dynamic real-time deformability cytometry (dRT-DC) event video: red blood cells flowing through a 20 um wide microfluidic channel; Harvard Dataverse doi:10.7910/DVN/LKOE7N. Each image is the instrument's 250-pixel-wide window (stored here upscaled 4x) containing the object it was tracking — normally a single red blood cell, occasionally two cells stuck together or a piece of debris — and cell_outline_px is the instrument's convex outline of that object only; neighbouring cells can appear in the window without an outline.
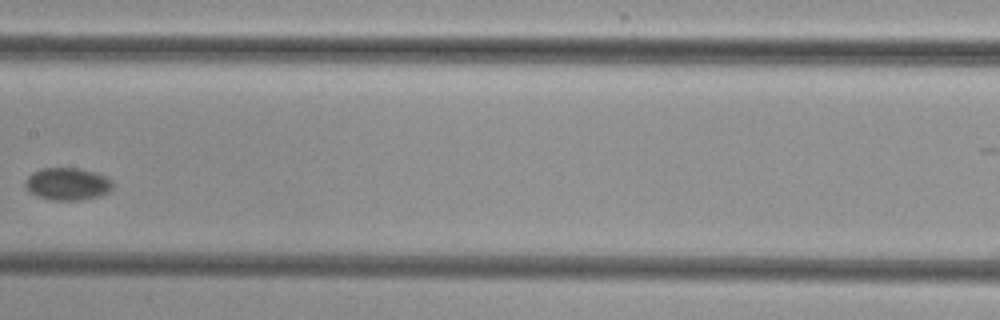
{"species": "common noctule bat (a hibernating species)", "species_latin": "Nyctalus noctula", "temperature_condition": "cold", "stored_images_in_passage": 11, "camera_frame_rate_fps": 3000, "um_per_image_px": 0.085, "animal": {"sex": "female", "body_mass_g": 29.2, "forearm_length_mm": 56.3}, "frame": {"image": 1, "passage_image": 7, "time_ms": 8.0, "image_size_px": [1000, 320], "cell_outline_px": [[112, 188], [108, 192], [100, 196], [80, 200], [48, 200], [36, 196], [28, 192], [24, 188], [24, 180], [32, 172], [40, 168], [80, 168], [96, 172], [108, 176], [112, 180]], "centroid_in_image_um": [5.7, 15.63], "position_along_channel_um": 201.7, "area_um2": 16.99}}
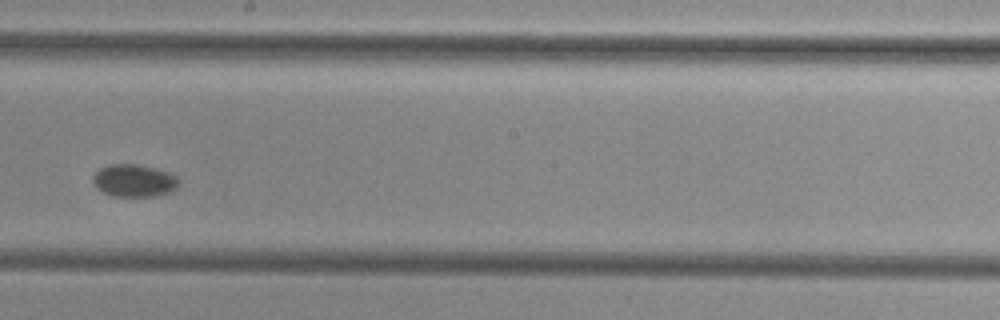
{"frame": {"image": 2, "passage_image": 8, "time_ms": 9.0, "image_size_px": [1000, 320], "cell_outline_px": [[180, 184], [176, 188], [168, 192], [156, 196], [112, 196], [104, 192], [92, 180], [92, 176], [100, 168], [108, 164], [136, 164], [156, 168], [168, 172], [176, 176], [180, 180]], "centroid_in_image_um": [11.43, 15.34], "position_along_channel_um": 236.8, "area_um2": 16.18}}
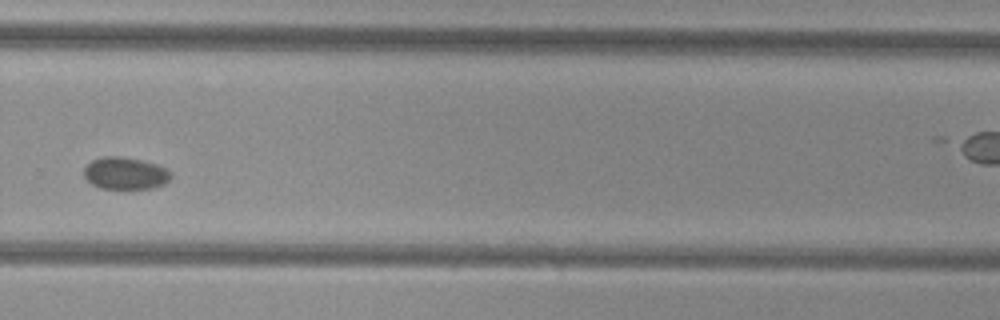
{"frame": {"image": 3, "passage_image": 10, "time_ms": 11.333, "image_size_px": [1000, 320], "cell_outline_px": [[172, 176], [164, 184], [152, 188], [100, 188], [92, 184], [84, 176], [84, 168], [92, 160], [104, 156], [120, 156], [144, 160], [156, 164], [172, 172]], "centroid_in_image_um": [10.65, 14.72], "position_along_channel_um": 319.1, "area_um2": 16.24}}